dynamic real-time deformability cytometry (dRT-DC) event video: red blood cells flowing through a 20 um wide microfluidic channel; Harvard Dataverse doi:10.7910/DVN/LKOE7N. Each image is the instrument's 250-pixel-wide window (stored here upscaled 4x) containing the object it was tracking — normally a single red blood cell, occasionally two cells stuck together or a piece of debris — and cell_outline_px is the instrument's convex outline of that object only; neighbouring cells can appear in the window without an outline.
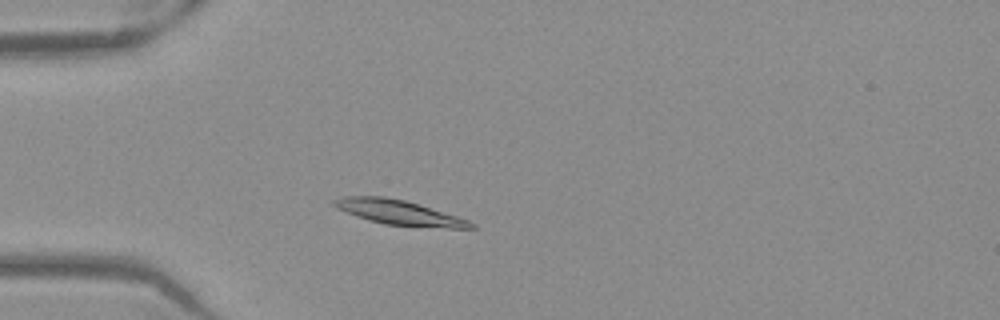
{"species": "Egyptian fruit bat (a non-hibernating species)", "species_latin": "Rousettus aegyptiacus", "temperature_condition": "warm", "stored_images_in_passage": 48, "camera_frame_rate_fps": 3000, "um_per_image_px": 0.085, "frame": {"image": 1, "passage_image": 10, "time_ms": 3.0, "image_size_px": [1000, 320], "cell_outline_px": [[476, 228], [448, 228], [384, 224], [368, 220], [356, 216], [336, 208], [332, 204], [332, 200], [340, 196], [384, 196], [404, 200], [456, 216], [468, 220], [476, 224]], "centroid_in_image_um": [33.86, 18.05], "position_along_channel_um": 51.1, "area_um2": 19.54}}
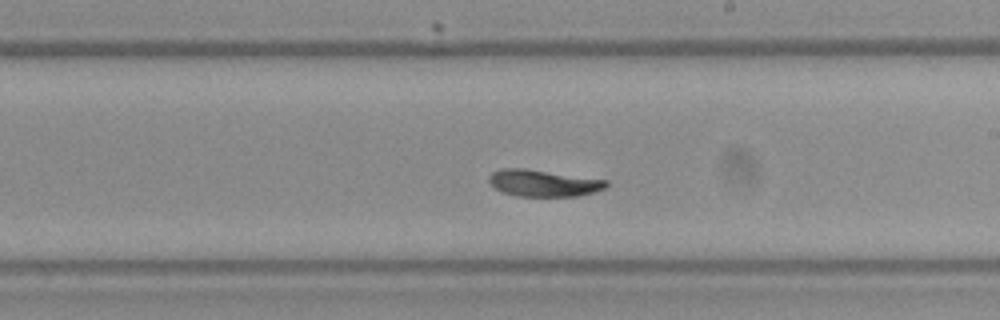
{"frame": {"image": 2, "passage_image": 26, "time_ms": 8.333, "image_size_px": [1000, 320], "cell_outline_px": [[608, 184], [604, 188], [592, 192], [576, 196], [516, 196], [504, 192], [496, 188], [488, 180], [488, 176], [492, 172], [500, 168], [524, 168], [608, 180]], "centroid_in_image_um": [46.16, 15.55], "position_along_channel_um": 242.8, "area_um2": 18.09}}
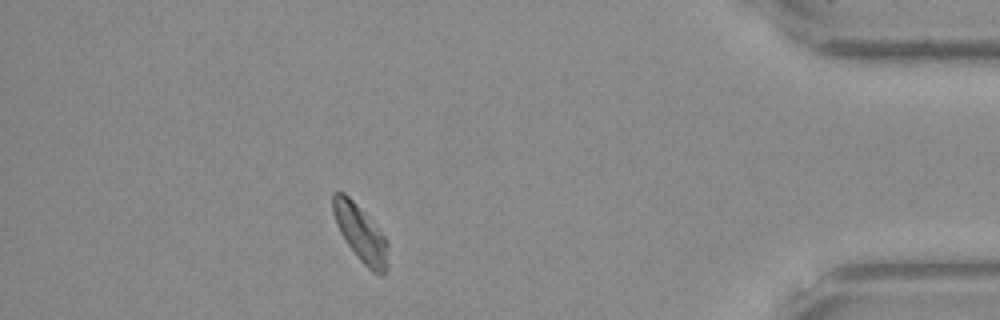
{"frame": {"image": 3, "passage_image": 42, "time_ms": 13.667, "image_size_px": [1000, 320], "cell_outline_px": [[388, 268], [384, 276], [380, 276], [372, 272], [360, 260], [344, 240], [336, 224], [332, 212], [332, 192], [344, 192], [352, 200], [384, 236], [388, 244]], "centroid_in_image_um": [30.64, 19.88], "position_along_channel_um": 404.6, "area_um2": 18.03}, "authors_computed_cell_mechanics": {"area_um2": 18.8428, "velocity_mm_per_s": 3.8651, "shape_relaxation_time_tau1_ms": 3.7328, "shape_relaxation_time_tau2_ms": 5.405, "deformation_change_tau1": 0.1489, "deformation_change_tau2": 0.0451}}